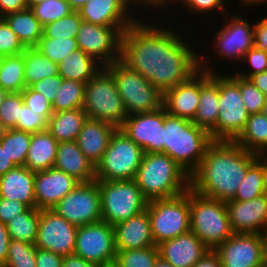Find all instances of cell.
Listing matches in <instances>:
<instances>
[{
    "mask_svg": "<svg viewBox=\"0 0 267 267\" xmlns=\"http://www.w3.org/2000/svg\"><path fill=\"white\" fill-rule=\"evenodd\" d=\"M62 82L63 78L60 75H54L48 78H44L34 83L30 87L33 90L42 93L49 102L53 103L55 95L58 89L61 87Z\"/></svg>",
    "mask_w": 267,
    "mask_h": 267,
    "instance_id": "obj_53",
    "label": "cell"
},
{
    "mask_svg": "<svg viewBox=\"0 0 267 267\" xmlns=\"http://www.w3.org/2000/svg\"><path fill=\"white\" fill-rule=\"evenodd\" d=\"M212 141L208 131L164 109V153L189 175L198 168Z\"/></svg>",
    "mask_w": 267,
    "mask_h": 267,
    "instance_id": "obj_5",
    "label": "cell"
},
{
    "mask_svg": "<svg viewBox=\"0 0 267 267\" xmlns=\"http://www.w3.org/2000/svg\"><path fill=\"white\" fill-rule=\"evenodd\" d=\"M134 180L148 201L175 197L190 188V175L162 152L144 153Z\"/></svg>",
    "mask_w": 267,
    "mask_h": 267,
    "instance_id": "obj_4",
    "label": "cell"
},
{
    "mask_svg": "<svg viewBox=\"0 0 267 267\" xmlns=\"http://www.w3.org/2000/svg\"><path fill=\"white\" fill-rule=\"evenodd\" d=\"M249 115L241 96L239 75L233 71L219 72V117L217 125L209 132L211 139L234 141L243 131Z\"/></svg>",
    "mask_w": 267,
    "mask_h": 267,
    "instance_id": "obj_7",
    "label": "cell"
},
{
    "mask_svg": "<svg viewBox=\"0 0 267 267\" xmlns=\"http://www.w3.org/2000/svg\"><path fill=\"white\" fill-rule=\"evenodd\" d=\"M21 92H10L0 104V131L17 130V121L20 119V105L23 103Z\"/></svg>",
    "mask_w": 267,
    "mask_h": 267,
    "instance_id": "obj_48",
    "label": "cell"
},
{
    "mask_svg": "<svg viewBox=\"0 0 267 267\" xmlns=\"http://www.w3.org/2000/svg\"><path fill=\"white\" fill-rule=\"evenodd\" d=\"M126 2L139 18H145V16L146 18L150 16L168 18L175 10L178 0H126Z\"/></svg>",
    "mask_w": 267,
    "mask_h": 267,
    "instance_id": "obj_41",
    "label": "cell"
},
{
    "mask_svg": "<svg viewBox=\"0 0 267 267\" xmlns=\"http://www.w3.org/2000/svg\"><path fill=\"white\" fill-rule=\"evenodd\" d=\"M69 2V4L71 5V7L75 10L78 11L81 7H83L85 5V3L88 0H67Z\"/></svg>",
    "mask_w": 267,
    "mask_h": 267,
    "instance_id": "obj_64",
    "label": "cell"
},
{
    "mask_svg": "<svg viewBox=\"0 0 267 267\" xmlns=\"http://www.w3.org/2000/svg\"><path fill=\"white\" fill-rule=\"evenodd\" d=\"M143 154V149L118 128L95 166V180H133Z\"/></svg>",
    "mask_w": 267,
    "mask_h": 267,
    "instance_id": "obj_12",
    "label": "cell"
},
{
    "mask_svg": "<svg viewBox=\"0 0 267 267\" xmlns=\"http://www.w3.org/2000/svg\"><path fill=\"white\" fill-rule=\"evenodd\" d=\"M214 251L222 267H263L267 265V254L263 234L233 233Z\"/></svg>",
    "mask_w": 267,
    "mask_h": 267,
    "instance_id": "obj_16",
    "label": "cell"
},
{
    "mask_svg": "<svg viewBox=\"0 0 267 267\" xmlns=\"http://www.w3.org/2000/svg\"><path fill=\"white\" fill-rule=\"evenodd\" d=\"M101 267H120L115 261L110 262V263H105L101 265Z\"/></svg>",
    "mask_w": 267,
    "mask_h": 267,
    "instance_id": "obj_67",
    "label": "cell"
},
{
    "mask_svg": "<svg viewBox=\"0 0 267 267\" xmlns=\"http://www.w3.org/2000/svg\"><path fill=\"white\" fill-rule=\"evenodd\" d=\"M115 232L113 225L103 220L78 226L74 254L88 262L103 265L115 261Z\"/></svg>",
    "mask_w": 267,
    "mask_h": 267,
    "instance_id": "obj_15",
    "label": "cell"
},
{
    "mask_svg": "<svg viewBox=\"0 0 267 267\" xmlns=\"http://www.w3.org/2000/svg\"><path fill=\"white\" fill-rule=\"evenodd\" d=\"M63 256L50 250L36 248V267H62Z\"/></svg>",
    "mask_w": 267,
    "mask_h": 267,
    "instance_id": "obj_56",
    "label": "cell"
},
{
    "mask_svg": "<svg viewBox=\"0 0 267 267\" xmlns=\"http://www.w3.org/2000/svg\"><path fill=\"white\" fill-rule=\"evenodd\" d=\"M29 8L27 0H0V18Z\"/></svg>",
    "mask_w": 267,
    "mask_h": 267,
    "instance_id": "obj_57",
    "label": "cell"
},
{
    "mask_svg": "<svg viewBox=\"0 0 267 267\" xmlns=\"http://www.w3.org/2000/svg\"><path fill=\"white\" fill-rule=\"evenodd\" d=\"M79 11L43 26L41 38H76L82 23Z\"/></svg>",
    "mask_w": 267,
    "mask_h": 267,
    "instance_id": "obj_43",
    "label": "cell"
},
{
    "mask_svg": "<svg viewBox=\"0 0 267 267\" xmlns=\"http://www.w3.org/2000/svg\"><path fill=\"white\" fill-rule=\"evenodd\" d=\"M54 75H59L58 64L35 47L24 50V78L26 87Z\"/></svg>",
    "mask_w": 267,
    "mask_h": 267,
    "instance_id": "obj_36",
    "label": "cell"
},
{
    "mask_svg": "<svg viewBox=\"0 0 267 267\" xmlns=\"http://www.w3.org/2000/svg\"><path fill=\"white\" fill-rule=\"evenodd\" d=\"M71 224L84 226L102 220L100 190L96 180L79 182L53 208Z\"/></svg>",
    "mask_w": 267,
    "mask_h": 267,
    "instance_id": "obj_13",
    "label": "cell"
},
{
    "mask_svg": "<svg viewBox=\"0 0 267 267\" xmlns=\"http://www.w3.org/2000/svg\"><path fill=\"white\" fill-rule=\"evenodd\" d=\"M239 88L244 105L249 114L261 113L267 97L250 79L239 76Z\"/></svg>",
    "mask_w": 267,
    "mask_h": 267,
    "instance_id": "obj_50",
    "label": "cell"
},
{
    "mask_svg": "<svg viewBox=\"0 0 267 267\" xmlns=\"http://www.w3.org/2000/svg\"><path fill=\"white\" fill-rule=\"evenodd\" d=\"M231 9H232L231 12L225 14L222 18L217 20L219 21L217 22L218 25L217 24L214 25L216 21L209 22L211 25L208 24L209 27L205 28V30L207 29L205 32L206 34L205 33L203 34L204 31L202 29L198 30L200 31L199 33H201V34L198 33V36H200L198 39L201 40L199 41V43L203 44V45L202 44L199 45L200 47V54H199L200 55V69L204 71H207L210 73H214V72L218 73L223 70L222 72H225V71L227 72L228 69H231L230 67H233L230 70V71H233L234 69H236L237 65L239 66L246 52L254 47V25H255V20L253 21L254 18H252V21H250L248 20L249 19L248 17L250 16L248 15V13L245 14L243 12V15H242L241 12H239L240 14L235 12L236 10H234V8L231 7ZM220 23L221 25H219ZM210 26H212L211 29H210ZM217 26H220V27H217ZM213 27L214 28L217 27V28L214 29ZM201 35L204 37H202ZM205 37H207L208 39L207 38L205 39ZM203 38L205 41L202 40ZM211 51L213 52L211 53ZM219 63L220 64L223 63V65L226 64L228 68L223 65H221L222 67L221 66L219 67L220 65ZM232 65H234L235 68ZM220 68L222 69L220 70Z\"/></svg>",
    "mask_w": 267,
    "mask_h": 267,
    "instance_id": "obj_3",
    "label": "cell"
},
{
    "mask_svg": "<svg viewBox=\"0 0 267 267\" xmlns=\"http://www.w3.org/2000/svg\"><path fill=\"white\" fill-rule=\"evenodd\" d=\"M43 1H45V0H27L29 7L33 4H38V3L43 2Z\"/></svg>",
    "mask_w": 267,
    "mask_h": 267,
    "instance_id": "obj_68",
    "label": "cell"
},
{
    "mask_svg": "<svg viewBox=\"0 0 267 267\" xmlns=\"http://www.w3.org/2000/svg\"><path fill=\"white\" fill-rule=\"evenodd\" d=\"M57 140L46 129L31 134L25 167L33 172L45 171L54 166L58 147Z\"/></svg>",
    "mask_w": 267,
    "mask_h": 267,
    "instance_id": "obj_30",
    "label": "cell"
},
{
    "mask_svg": "<svg viewBox=\"0 0 267 267\" xmlns=\"http://www.w3.org/2000/svg\"><path fill=\"white\" fill-rule=\"evenodd\" d=\"M166 20L165 17L138 18L122 34L120 50V61L162 94L200 69L197 24L193 25V31Z\"/></svg>",
    "mask_w": 267,
    "mask_h": 267,
    "instance_id": "obj_1",
    "label": "cell"
},
{
    "mask_svg": "<svg viewBox=\"0 0 267 267\" xmlns=\"http://www.w3.org/2000/svg\"><path fill=\"white\" fill-rule=\"evenodd\" d=\"M25 49L7 22L0 18V58L23 53Z\"/></svg>",
    "mask_w": 267,
    "mask_h": 267,
    "instance_id": "obj_51",
    "label": "cell"
},
{
    "mask_svg": "<svg viewBox=\"0 0 267 267\" xmlns=\"http://www.w3.org/2000/svg\"><path fill=\"white\" fill-rule=\"evenodd\" d=\"M144 153H164V107L152 112L128 115L119 128Z\"/></svg>",
    "mask_w": 267,
    "mask_h": 267,
    "instance_id": "obj_18",
    "label": "cell"
},
{
    "mask_svg": "<svg viewBox=\"0 0 267 267\" xmlns=\"http://www.w3.org/2000/svg\"><path fill=\"white\" fill-rule=\"evenodd\" d=\"M87 118L111 123L120 128L128 116L117 85L104 67L85 84L83 103Z\"/></svg>",
    "mask_w": 267,
    "mask_h": 267,
    "instance_id": "obj_8",
    "label": "cell"
},
{
    "mask_svg": "<svg viewBox=\"0 0 267 267\" xmlns=\"http://www.w3.org/2000/svg\"><path fill=\"white\" fill-rule=\"evenodd\" d=\"M219 117V72L210 73L200 69V98L192 120L198 127L210 132Z\"/></svg>",
    "mask_w": 267,
    "mask_h": 267,
    "instance_id": "obj_26",
    "label": "cell"
},
{
    "mask_svg": "<svg viewBox=\"0 0 267 267\" xmlns=\"http://www.w3.org/2000/svg\"><path fill=\"white\" fill-rule=\"evenodd\" d=\"M11 241L7 226L0 221V264L3 266L8 257V247Z\"/></svg>",
    "mask_w": 267,
    "mask_h": 267,
    "instance_id": "obj_58",
    "label": "cell"
},
{
    "mask_svg": "<svg viewBox=\"0 0 267 267\" xmlns=\"http://www.w3.org/2000/svg\"><path fill=\"white\" fill-rule=\"evenodd\" d=\"M99 184L102 220L110 225L146 210L148 200L135 180H96Z\"/></svg>",
    "mask_w": 267,
    "mask_h": 267,
    "instance_id": "obj_11",
    "label": "cell"
},
{
    "mask_svg": "<svg viewBox=\"0 0 267 267\" xmlns=\"http://www.w3.org/2000/svg\"><path fill=\"white\" fill-rule=\"evenodd\" d=\"M8 91L0 87V104L3 102V100L6 98L8 95Z\"/></svg>",
    "mask_w": 267,
    "mask_h": 267,
    "instance_id": "obj_66",
    "label": "cell"
},
{
    "mask_svg": "<svg viewBox=\"0 0 267 267\" xmlns=\"http://www.w3.org/2000/svg\"><path fill=\"white\" fill-rule=\"evenodd\" d=\"M3 19L25 48H33L38 45L42 37L43 26L30 8L7 14Z\"/></svg>",
    "mask_w": 267,
    "mask_h": 267,
    "instance_id": "obj_33",
    "label": "cell"
},
{
    "mask_svg": "<svg viewBox=\"0 0 267 267\" xmlns=\"http://www.w3.org/2000/svg\"><path fill=\"white\" fill-rule=\"evenodd\" d=\"M54 111H34L24 102L20 105V119L17 121V130L37 133L48 127V120Z\"/></svg>",
    "mask_w": 267,
    "mask_h": 267,
    "instance_id": "obj_47",
    "label": "cell"
},
{
    "mask_svg": "<svg viewBox=\"0 0 267 267\" xmlns=\"http://www.w3.org/2000/svg\"><path fill=\"white\" fill-rule=\"evenodd\" d=\"M86 119L83 108L54 112L48 120L47 130L58 143L76 141Z\"/></svg>",
    "mask_w": 267,
    "mask_h": 267,
    "instance_id": "obj_32",
    "label": "cell"
},
{
    "mask_svg": "<svg viewBox=\"0 0 267 267\" xmlns=\"http://www.w3.org/2000/svg\"><path fill=\"white\" fill-rule=\"evenodd\" d=\"M234 233L263 234L267 226V194L248 201L225 202Z\"/></svg>",
    "mask_w": 267,
    "mask_h": 267,
    "instance_id": "obj_20",
    "label": "cell"
},
{
    "mask_svg": "<svg viewBox=\"0 0 267 267\" xmlns=\"http://www.w3.org/2000/svg\"><path fill=\"white\" fill-rule=\"evenodd\" d=\"M127 29L82 21L76 37L78 48L105 67L120 60L121 36Z\"/></svg>",
    "mask_w": 267,
    "mask_h": 267,
    "instance_id": "obj_14",
    "label": "cell"
},
{
    "mask_svg": "<svg viewBox=\"0 0 267 267\" xmlns=\"http://www.w3.org/2000/svg\"><path fill=\"white\" fill-rule=\"evenodd\" d=\"M235 1H238L237 3H239L238 4L239 5V8L236 9V10L239 9V11H237V12H240V11L241 12H243V11H249L250 12L251 10L252 11L254 10V12H255V9L257 7H261V6L263 8H265V6H266V8H267V0H235Z\"/></svg>",
    "mask_w": 267,
    "mask_h": 267,
    "instance_id": "obj_61",
    "label": "cell"
},
{
    "mask_svg": "<svg viewBox=\"0 0 267 267\" xmlns=\"http://www.w3.org/2000/svg\"><path fill=\"white\" fill-rule=\"evenodd\" d=\"M34 181L35 172L25 166H16L0 176V197L36 208Z\"/></svg>",
    "mask_w": 267,
    "mask_h": 267,
    "instance_id": "obj_28",
    "label": "cell"
},
{
    "mask_svg": "<svg viewBox=\"0 0 267 267\" xmlns=\"http://www.w3.org/2000/svg\"><path fill=\"white\" fill-rule=\"evenodd\" d=\"M200 98V69L188 80L163 93L162 106L167 114L192 121Z\"/></svg>",
    "mask_w": 267,
    "mask_h": 267,
    "instance_id": "obj_22",
    "label": "cell"
},
{
    "mask_svg": "<svg viewBox=\"0 0 267 267\" xmlns=\"http://www.w3.org/2000/svg\"><path fill=\"white\" fill-rule=\"evenodd\" d=\"M262 113L264 114V116L267 118V101L266 104L263 107Z\"/></svg>",
    "mask_w": 267,
    "mask_h": 267,
    "instance_id": "obj_70",
    "label": "cell"
},
{
    "mask_svg": "<svg viewBox=\"0 0 267 267\" xmlns=\"http://www.w3.org/2000/svg\"><path fill=\"white\" fill-rule=\"evenodd\" d=\"M117 129L116 126L105 121L91 118L85 120L76 142L94 166L101 161Z\"/></svg>",
    "mask_w": 267,
    "mask_h": 267,
    "instance_id": "obj_27",
    "label": "cell"
},
{
    "mask_svg": "<svg viewBox=\"0 0 267 267\" xmlns=\"http://www.w3.org/2000/svg\"><path fill=\"white\" fill-rule=\"evenodd\" d=\"M24 103L34 111H54L52 103L46 97L31 87H26L22 92Z\"/></svg>",
    "mask_w": 267,
    "mask_h": 267,
    "instance_id": "obj_52",
    "label": "cell"
},
{
    "mask_svg": "<svg viewBox=\"0 0 267 267\" xmlns=\"http://www.w3.org/2000/svg\"><path fill=\"white\" fill-rule=\"evenodd\" d=\"M190 231L210 250L234 233L225 202L209 198L190 188Z\"/></svg>",
    "mask_w": 267,
    "mask_h": 267,
    "instance_id": "obj_6",
    "label": "cell"
},
{
    "mask_svg": "<svg viewBox=\"0 0 267 267\" xmlns=\"http://www.w3.org/2000/svg\"><path fill=\"white\" fill-rule=\"evenodd\" d=\"M85 84L63 79L52 103L54 112L82 108L85 99Z\"/></svg>",
    "mask_w": 267,
    "mask_h": 267,
    "instance_id": "obj_40",
    "label": "cell"
},
{
    "mask_svg": "<svg viewBox=\"0 0 267 267\" xmlns=\"http://www.w3.org/2000/svg\"><path fill=\"white\" fill-rule=\"evenodd\" d=\"M239 65L233 72L247 79L252 75L265 72L267 70V52L259 51L253 47L246 52Z\"/></svg>",
    "mask_w": 267,
    "mask_h": 267,
    "instance_id": "obj_49",
    "label": "cell"
},
{
    "mask_svg": "<svg viewBox=\"0 0 267 267\" xmlns=\"http://www.w3.org/2000/svg\"><path fill=\"white\" fill-rule=\"evenodd\" d=\"M242 148L260 157L267 156V118L264 114H250L240 135L234 140Z\"/></svg>",
    "mask_w": 267,
    "mask_h": 267,
    "instance_id": "obj_34",
    "label": "cell"
},
{
    "mask_svg": "<svg viewBox=\"0 0 267 267\" xmlns=\"http://www.w3.org/2000/svg\"><path fill=\"white\" fill-rule=\"evenodd\" d=\"M104 66L94 57L84 53L81 49L73 51L58 63L59 75L63 79L87 83Z\"/></svg>",
    "mask_w": 267,
    "mask_h": 267,
    "instance_id": "obj_31",
    "label": "cell"
},
{
    "mask_svg": "<svg viewBox=\"0 0 267 267\" xmlns=\"http://www.w3.org/2000/svg\"><path fill=\"white\" fill-rule=\"evenodd\" d=\"M267 194V156L259 157L247 170L234 201H248Z\"/></svg>",
    "mask_w": 267,
    "mask_h": 267,
    "instance_id": "obj_35",
    "label": "cell"
},
{
    "mask_svg": "<svg viewBox=\"0 0 267 267\" xmlns=\"http://www.w3.org/2000/svg\"><path fill=\"white\" fill-rule=\"evenodd\" d=\"M29 132L8 129L0 131V145L16 166H24L31 141Z\"/></svg>",
    "mask_w": 267,
    "mask_h": 267,
    "instance_id": "obj_39",
    "label": "cell"
},
{
    "mask_svg": "<svg viewBox=\"0 0 267 267\" xmlns=\"http://www.w3.org/2000/svg\"><path fill=\"white\" fill-rule=\"evenodd\" d=\"M192 267H222L219 256L214 250H209Z\"/></svg>",
    "mask_w": 267,
    "mask_h": 267,
    "instance_id": "obj_60",
    "label": "cell"
},
{
    "mask_svg": "<svg viewBox=\"0 0 267 267\" xmlns=\"http://www.w3.org/2000/svg\"><path fill=\"white\" fill-rule=\"evenodd\" d=\"M2 267H36V246L11 239L8 257Z\"/></svg>",
    "mask_w": 267,
    "mask_h": 267,
    "instance_id": "obj_46",
    "label": "cell"
},
{
    "mask_svg": "<svg viewBox=\"0 0 267 267\" xmlns=\"http://www.w3.org/2000/svg\"><path fill=\"white\" fill-rule=\"evenodd\" d=\"M79 182L95 180V166L80 150L76 141L60 142L54 166Z\"/></svg>",
    "mask_w": 267,
    "mask_h": 267,
    "instance_id": "obj_29",
    "label": "cell"
},
{
    "mask_svg": "<svg viewBox=\"0 0 267 267\" xmlns=\"http://www.w3.org/2000/svg\"><path fill=\"white\" fill-rule=\"evenodd\" d=\"M233 3H234V1H232V0H178V3L175 7L176 10H174L172 13L173 15H169V17L167 19L174 21V23H176L177 25L180 24V26H183L185 28L189 29V27H191L190 29L192 30V27H193L192 24H194V23L196 24L198 22L196 20H199V18H200L202 20L199 21V23H197L198 27H199V28L195 29L197 31V30L201 29L199 25L202 21L206 20L208 22H212L215 20H219V17L221 18L225 14L229 13L232 10L230 8V5L232 4L231 6H233V7L235 5ZM180 8H182V9H180ZM175 12H177V14ZM174 15H176L177 19ZM188 16H190L191 18L194 16L192 18V20L195 18L194 19L195 21L193 22L190 17L188 18ZM197 16H198V18H197ZM214 16L217 19H215ZM186 18H187V20H186ZM210 18H212V19L210 20ZM188 19H189V21H188ZM183 21L186 22V25H185V23L183 24ZM187 21L190 23H188ZM187 25H188V27H187Z\"/></svg>",
    "mask_w": 267,
    "mask_h": 267,
    "instance_id": "obj_24",
    "label": "cell"
},
{
    "mask_svg": "<svg viewBox=\"0 0 267 267\" xmlns=\"http://www.w3.org/2000/svg\"><path fill=\"white\" fill-rule=\"evenodd\" d=\"M158 256L156 245L141 249L117 250L115 262L120 267H154Z\"/></svg>",
    "mask_w": 267,
    "mask_h": 267,
    "instance_id": "obj_42",
    "label": "cell"
},
{
    "mask_svg": "<svg viewBox=\"0 0 267 267\" xmlns=\"http://www.w3.org/2000/svg\"><path fill=\"white\" fill-rule=\"evenodd\" d=\"M252 83L267 97V70L249 78Z\"/></svg>",
    "mask_w": 267,
    "mask_h": 267,
    "instance_id": "obj_63",
    "label": "cell"
},
{
    "mask_svg": "<svg viewBox=\"0 0 267 267\" xmlns=\"http://www.w3.org/2000/svg\"><path fill=\"white\" fill-rule=\"evenodd\" d=\"M35 48L57 64L79 49L76 38H41Z\"/></svg>",
    "mask_w": 267,
    "mask_h": 267,
    "instance_id": "obj_45",
    "label": "cell"
},
{
    "mask_svg": "<svg viewBox=\"0 0 267 267\" xmlns=\"http://www.w3.org/2000/svg\"><path fill=\"white\" fill-rule=\"evenodd\" d=\"M0 87L10 92L26 88L24 78V52L0 58Z\"/></svg>",
    "mask_w": 267,
    "mask_h": 267,
    "instance_id": "obj_37",
    "label": "cell"
},
{
    "mask_svg": "<svg viewBox=\"0 0 267 267\" xmlns=\"http://www.w3.org/2000/svg\"><path fill=\"white\" fill-rule=\"evenodd\" d=\"M146 210L156 246L190 231V188L165 199L148 201Z\"/></svg>",
    "mask_w": 267,
    "mask_h": 267,
    "instance_id": "obj_10",
    "label": "cell"
},
{
    "mask_svg": "<svg viewBox=\"0 0 267 267\" xmlns=\"http://www.w3.org/2000/svg\"><path fill=\"white\" fill-rule=\"evenodd\" d=\"M28 207L14 200H8L0 197V221L2 223H8L11 219H14L20 213L25 212Z\"/></svg>",
    "mask_w": 267,
    "mask_h": 267,
    "instance_id": "obj_54",
    "label": "cell"
},
{
    "mask_svg": "<svg viewBox=\"0 0 267 267\" xmlns=\"http://www.w3.org/2000/svg\"><path fill=\"white\" fill-rule=\"evenodd\" d=\"M159 256L174 267H192L210 249L192 232L157 245Z\"/></svg>",
    "mask_w": 267,
    "mask_h": 267,
    "instance_id": "obj_23",
    "label": "cell"
},
{
    "mask_svg": "<svg viewBox=\"0 0 267 267\" xmlns=\"http://www.w3.org/2000/svg\"><path fill=\"white\" fill-rule=\"evenodd\" d=\"M105 68L114 78L128 115L152 112L162 107L163 94L150 81L120 60Z\"/></svg>",
    "mask_w": 267,
    "mask_h": 267,
    "instance_id": "obj_9",
    "label": "cell"
},
{
    "mask_svg": "<svg viewBox=\"0 0 267 267\" xmlns=\"http://www.w3.org/2000/svg\"><path fill=\"white\" fill-rule=\"evenodd\" d=\"M254 25V47L259 51L267 52V15H258Z\"/></svg>",
    "mask_w": 267,
    "mask_h": 267,
    "instance_id": "obj_55",
    "label": "cell"
},
{
    "mask_svg": "<svg viewBox=\"0 0 267 267\" xmlns=\"http://www.w3.org/2000/svg\"><path fill=\"white\" fill-rule=\"evenodd\" d=\"M79 184L73 176L51 167L35 172L34 193L37 209H52L75 186Z\"/></svg>",
    "mask_w": 267,
    "mask_h": 267,
    "instance_id": "obj_21",
    "label": "cell"
},
{
    "mask_svg": "<svg viewBox=\"0 0 267 267\" xmlns=\"http://www.w3.org/2000/svg\"><path fill=\"white\" fill-rule=\"evenodd\" d=\"M39 225V209L28 208L6 223L13 240L35 244Z\"/></svg>",
    "mask_w": 267,
    "mask_h": 267,
    "instance_id": "obj_38",
    "label": "cell"
},
{
    "mask_svg": "<svg viewBox=\"0 0 267 267\" xmlns=\"http://www.w3.org/2000/svg\"><path fill=\"white\" fill-rule=\"evenodd\" d=\"M14 167H16V165L6 154L5 148H2L0 145V176L6 174Z\"/></svg>",
    "mask_w": 267,
    "mask_h": 267,
    "instance_id": "obj_62",
    "label": "cell"
},
{
    "mask_svg": "<svg viewBox=\"0 0 267 267\" xmlns=\"http://www.w3.org/2000/svg\"><path fill=\"white\" fill-rule=\"evenodd\" d=\"M78 11L83 21L105 27H129L139 18L126 0H88Z\"/></svg>",
    "mask_w": 267,
    "mask_h": 267,
    "instance_id": "obj_19",
    "label": "cell"
},
{
    "mask_svg": "<svg viewBox=\"0 0 267 267\" xmlns=\"http://www.w3.org/2000/svg\"><path fill=\"white\" fill-rule=\"evenodd\" d=\"M259 157L235 141L213 140L190 175V188L219 201L233 200L248 168Z\"/></svg>",
    "mask_w": 267,
    "mask_h": 267,
    "instance_id": "obj_2",
    "label": "cell"
},
{
    "mask_svg": "<svg viewBox=\"0 0 267 267\" xmlns=\"http://www.w3.org/2000/svg\"><path fill=\"white\" fill-rule=\"evenodd\" d=\"M62 267H101V265L88 262L80 256L71 254L63 257Z\"/></svg>",
    "mask_w": 267,
    "mask_h": 267,
    "instance_id": "obj_59",
    "label": "cell"
},
{
    "mask_svg": "<svg viewBox=\"0 0 267 267\" xmlns=\"http://www.w3.org/2000/svg\"><path fill=\"white\" fill-rule=\"evenodd\" d=\"M77 229L78 226L68 222L53 209H39L35 246L63 257L74 254Z\"/></svg>",
    "mask_w": 267,
    "mask_h": 267,
    "instance_id": "obj_17",
    "label": "cell"
},
{
    "mask_svg": "<svg viewBox=\"0 0 267 267\" xmlns=\"http://www.w3.org/2000/svg\"><path fill=\"white\" fill-rule=\"evenodd\" d=\"M42 26L59 20L75 10L67 0H45L29 7Z\"/></svg>",
    "mask_w": 267,
    "mask_h": 267,
    "instance_id": "obj_44",
    "label": "cell"
},
{
    "mask_svg": "<svg viewBox=\"0 0 267 267\" xmlns=\"http://www.w3.org/2000/svg\"><path fill=\"white\" fill-rule=\"evenodd\" d=\"M264 241H265V248H266V254H267V226L263 232Z\"/></svg>",
    "mask_w": 267,
    "mask_h": 267,
    "instance_id": "obj_69",
    "label": "cell"
},
{
    "mask_svg": "<svg viewBox=\"0 0 267 267\" xmlns=\"http://www.w3.org/2000/svg\"><path fill=\"white\" fill-rule=\"evenodd\" d=\"M116 250L141 249L155 246L147 210L113 226Z\"/></svg>",
    "mask_w": 267,
    "mask_h": 267,
    "instance_id": "obj_25",
    "label": "cell"
},
{
    "mask_svg": "<svg viewBox=\"0 0 267 267\" xmlns=\"http://www.w3.org/2000/svg\"><path fill=\"white\" fill-rule=\"evenodd\" d=\"M154 267H174L171 263L165 261L162 257L158 256Z\"/></svg>",
    "mask_w": 267,
    "mask_h": 267,
    "instance_id": "obj_65",
    "label": "cell"
}]
</instances>
